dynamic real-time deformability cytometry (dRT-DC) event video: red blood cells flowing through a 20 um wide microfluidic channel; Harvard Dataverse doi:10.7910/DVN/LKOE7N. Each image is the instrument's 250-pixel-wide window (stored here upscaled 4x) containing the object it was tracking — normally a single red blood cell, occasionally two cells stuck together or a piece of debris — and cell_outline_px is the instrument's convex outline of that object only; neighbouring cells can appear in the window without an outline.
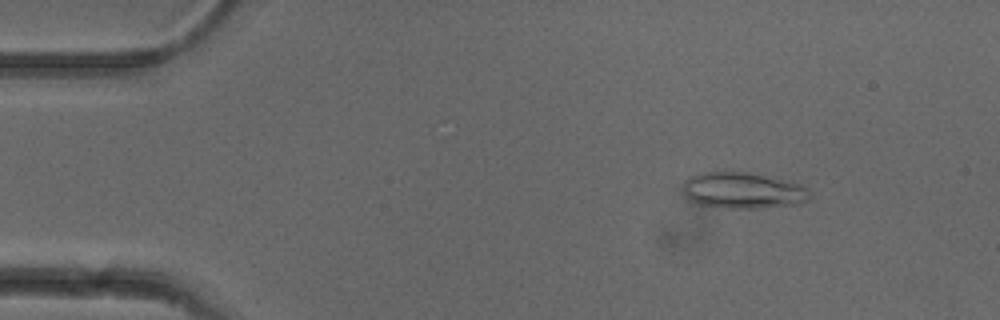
{"species": "common noctule bat (a hibernating species)", "species_latin": "Nyctalus noctula", "temperature_condition": "cold", "stored_images_in_passage": 52, "camera_frame_rate_fps": 3000, "um_per_image_px": 0.085, "animal": {"sex": "female"}, "frame": {"image": 1, "passage_image": 7, "time_ms": 2.0, "image_size_px": [1000, 320], "cell_outline_px": [[812, 192], [808, 200], [800, 204], [764, 208], [728, 208], [700, 204], [692, 200], [684, 192], [684, 180], [688, 176], [704, 172], [748, 172], [800, 184], [808, 188]], "centroid_in_image_um": [63.2, 16.19], "position_along_channel_um": 21.8, "area_um2": 26.65}}
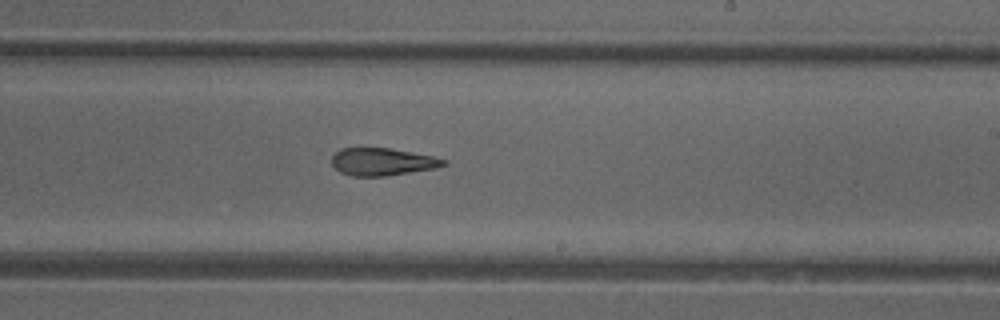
{"frame": {"image": 2, "passage_image": 31, "time_ms": 10.0, "image_size_px": [1000, 320], "cell_outline_px": [[448, 164], [436, 168], [384, 176], [352, 176], [340, 172], [332, 164], [332, 156], [340, 148], [388, 148], [432, 156], [448, 160]], "centroid_in_image_um": [32.5, 13.75], "position_along_channel_um": 256.5, "area_um2": 17.8}}
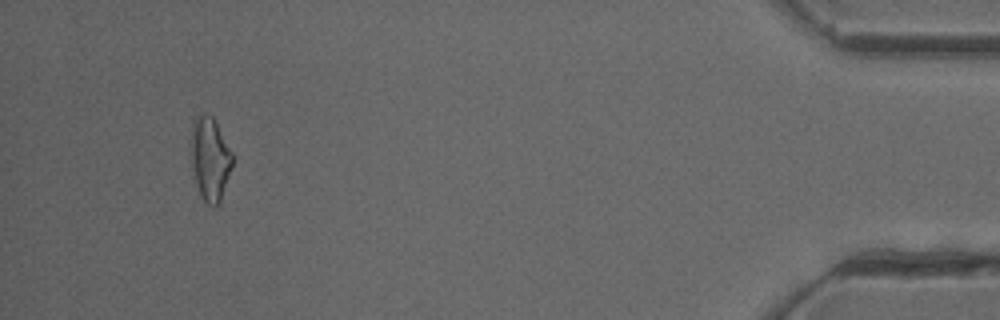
{"frame": {"image": 3, "passage_image": 49, "time_ms": 16.0, "image_size_px": [1000, 320], "cell_outline_px": [[232, 168], [220, 204], [216, 208], [212, 208], [204, 200], [196, 184], [192, 168], [192, 128], [200, 112], [212, 116], [216, 120], [232, 152]], "centroid_in_image_um": [17.89, 13.54], "position_along_channel_um": 417.3, "area_um2": 20.11}, "authors_computed_cell_mechanics": {"area_um2": 19.652, "velocity_mm_per_s": 3.9334, "shape_relaxation_time_tau1_ms": null, "shape_relaxation_time_tau2_ms": 4.0516, "deformation_change_tau1": null, "deformation_change_tau2": 0.1488}}